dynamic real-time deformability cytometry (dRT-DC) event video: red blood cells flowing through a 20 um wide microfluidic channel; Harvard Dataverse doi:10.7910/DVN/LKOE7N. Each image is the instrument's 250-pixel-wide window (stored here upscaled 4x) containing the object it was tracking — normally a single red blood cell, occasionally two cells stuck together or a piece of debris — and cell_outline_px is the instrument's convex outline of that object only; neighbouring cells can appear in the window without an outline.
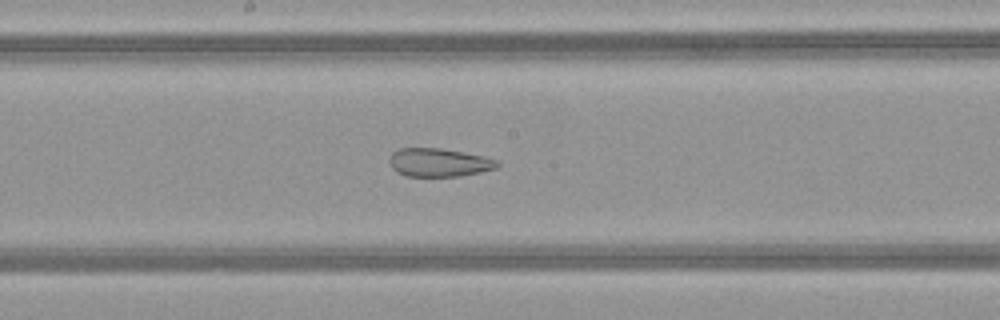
{"species": "common noctule bat (a hibernating species)", "species_latin": "Nyctalus noctula", "temperature_condition": "warm", "stored_images_in_passage": 49, "camera_frame_rate_fps": 3000, "um_per_image_px": 0.085, "animal": {"sex": "female", "body_mass_g": 21.9}, "frame": {"image": 1, "passage_image": 26, "time_ms": 8.333, "image_size_px": [1000, 320], "cell_outline_px": [[500, 164], [496, 168], [480, 172], [460, 176], [408, 176], [396, 172], [392, 168], [388, 160], [392, 152], [400, 148], [440, 148], [484, 156], [500, 160]], "centroid_in_image_um": [37.31, 13.81], "position_along_channel_um": 210.9, "area_um2": 17.92}}
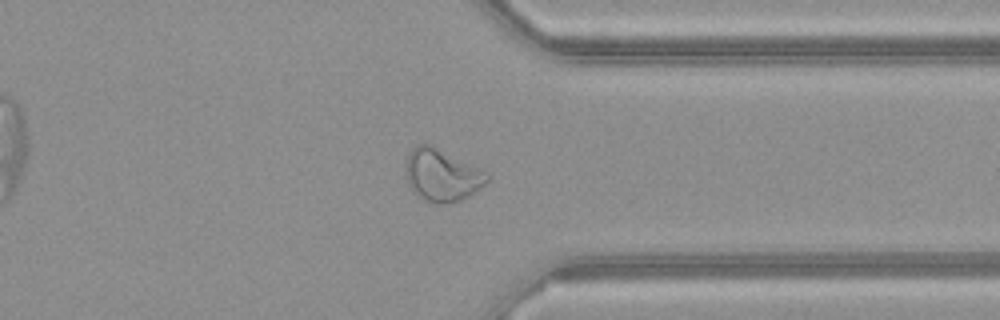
{"frame": {"image": 2, "passage_image": 38, "time_ms": 12.333, "image_size_px": [1000, 320], "cell_outline_px": [[488, 180], [480, 188], [468, 196], [460, 200], [448, 204], [436, 204], [424, 200], [416, 196], [408, 180], [404, 168], [408, 152], [416, 144], [432, 144], [488, 172]], "centroid_in_image_um": [37.54, 14.87], "position_along_channel_um": 373.9, "area_um2": 25.03}}
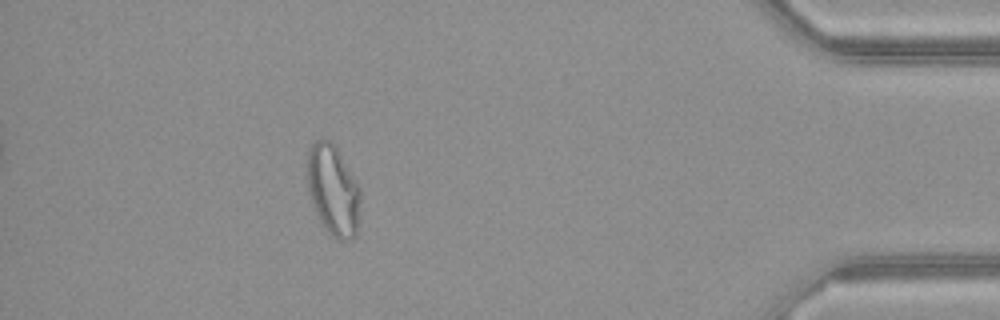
{"frame": {"image": 3, "passage_image": 44, "time_ms": 14.333, "image_size_px": [1000, 320], "cell_outline_px": [[360, 216], [356, 236], [348, 240], [340, 240], [332, 236], [324, 228], [312, 204], [308, 192], [308, 148], [316, 140], [332, 140], [340, 152], [356, 180], [360, 188]], "centroid_in_image_um": [28.34, 16.18], "position_along_channel_um": 406.9, "area_um2": 28.32}, "authors_computed_cell_mechanics": {"area_um2": 27.3394, "velocity_mm_per_s": 4.1479, "shape_relaxation_time_tau1_ms": null, "shape_relaxation_time_tau2_ms": 1.3462, "deformation_change_tau1": null, "deformation_change_tau2": 0.0857}}